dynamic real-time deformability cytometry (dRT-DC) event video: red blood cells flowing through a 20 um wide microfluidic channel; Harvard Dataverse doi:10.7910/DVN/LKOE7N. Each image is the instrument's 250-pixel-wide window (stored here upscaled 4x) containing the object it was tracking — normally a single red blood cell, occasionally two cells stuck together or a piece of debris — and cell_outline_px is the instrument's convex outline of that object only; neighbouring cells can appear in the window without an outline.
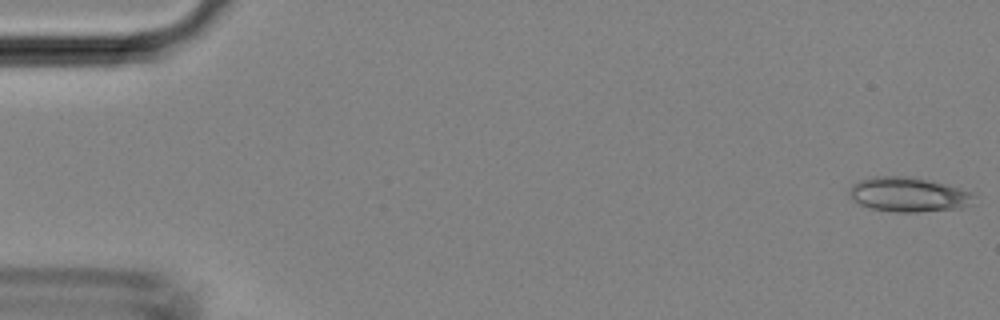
{"species": "Egyptian fruit bat (a non-hibernating species)", "species_latin": "Rousettus aegyptiacus", "temperature_condition": "room temperature", "stored_images_in_passage": 42, "camera_frame_rate_fps": 3000, "um_per_image_px": 0.085, "animal": {"sex": "female"}, "frame": {"image": 1, "passage_image": 1, "time_ms": 0.0, "image_size_px": [1000, 320], "cell_outline_px": [[976, 196], [972, 204], [960, 208], [920, 212], [896, 212], [872, 208], [860, 204], [852, 200], [848, 192], [848, 188], [852, 184], [860, 180], [872, 176], [908, 176], [932, 180], [960, 188], [972, 192]], "centroid_in_image_um": [77.22, 16.53], "position_along_channel_um": 7.8, "area_um2": 25.43}}
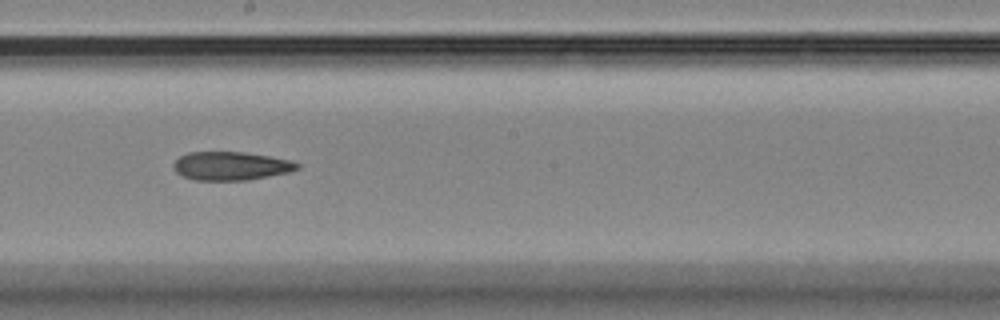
{"frame": {"image": 2, "passage_image": 25, "time_ms": 8.0, "image_size_px": [1000, 320], "cell_outline_px": [[300, 168], [288, 172], [248, 180], [192, 180], [180, 176], [172, 168], [172, 164], [180, 156], [188, 152], [244, 152], [292, 160], [300, 164]], "centroid_in_image_um": [19.59, 14.11], "position_along_channel_um": 228.6, "area_um2": 20.69}}
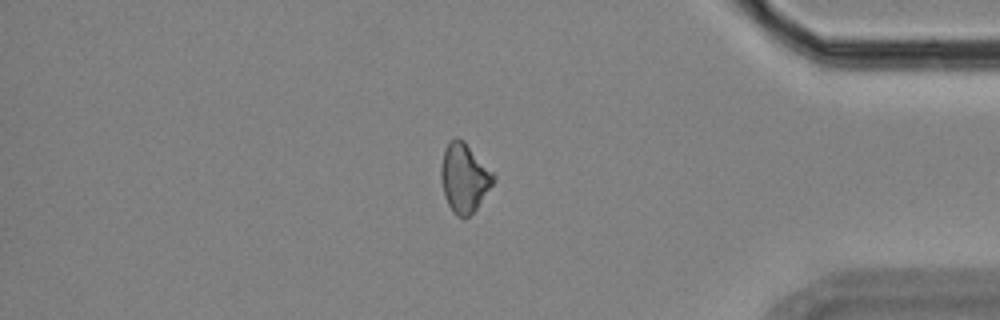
{"frame": {"image": 3, "passage_image": 38, "time_ms": 12.333, "image_size_px": [1000, 320], "cell_outline_px": [[496, 180], [476, 208], [464, 220], [456, 216], [452, 212], [444, 196], [440, 180], [440, 168], [444, 148], [456, 136], [464, 140], [496, 176]], "centroid_in_image_um": [39.44, 15.13], "position_along_channel_um": 395.8, "area_um2": 21.21}}